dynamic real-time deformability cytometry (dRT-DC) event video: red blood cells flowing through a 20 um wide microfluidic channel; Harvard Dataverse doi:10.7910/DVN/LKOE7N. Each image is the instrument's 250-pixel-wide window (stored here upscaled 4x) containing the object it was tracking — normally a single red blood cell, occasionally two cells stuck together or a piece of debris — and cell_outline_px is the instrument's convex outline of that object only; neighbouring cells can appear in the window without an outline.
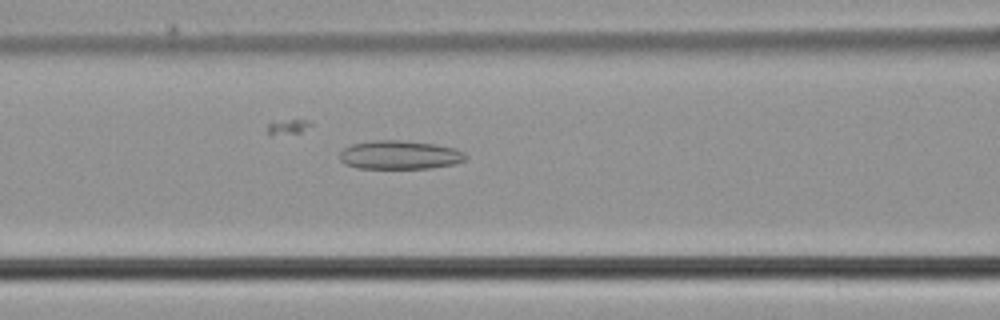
{"species": "common noctule bat (a hibernating species)", "species_latin": "Nyctalus noctula", "temperature_condition": "cold", "stored_images_in_passage": 29, "camera_frame_rate_fps": 3000, "um_per_image_px": 0.085, "animal": {"sex": "male", "body_mass_g": 21.5, "forearm_length_mm": 52.0}, "frame": {"image": 1, "passage_image": 10, "time_ms": 3.0, "image_size_px": [1000, 320], "cell_outline_px": [[468, 156], [464, 160], [452, 164], [428, 168], [356, 168], [344, 164], [340, 160], [340, 152], [344, 148], [352, 144], [372, 140], [400, 140], [436, 144], [456, 148], [464, 152]], "centroid_in_image_um": [33.96, 13.16], "position_along_channel_um": 132.6, "area_um2": 21.1}}
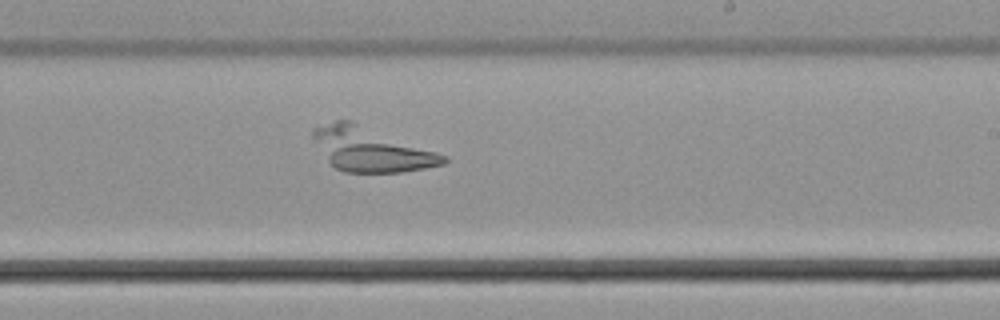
{"frame": {"image": 2, "passage_image": 19, "time_ms": 6.0, "image_size_px": [1000, 320], "cell_outline_px": [[448, 160], [444, 164], [424, 168], [400, 172], [344, 172], [336, 168], [328, 160], [312, 140], [312, 128], [336, 120], [352, 120], [448, 156]], "centroid_in_image_um": [31.52, 12.68], "position_along_channel_um": 257.5, "area_um2": 33.29}}
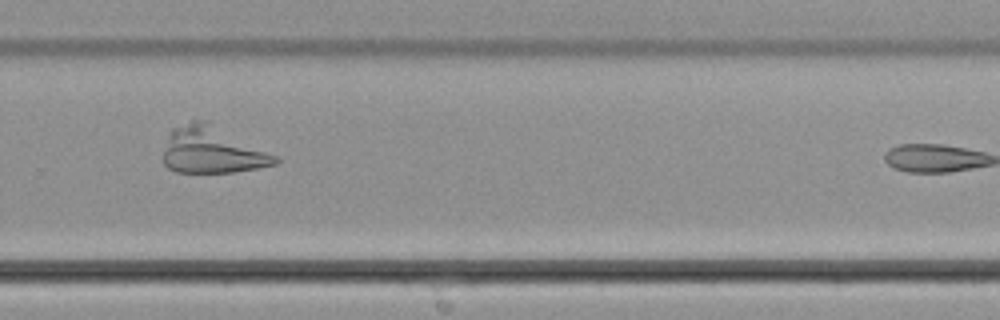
{"frame": {"image": 3, "passage_image": 23, "time_ms": 7.333, "image_size_px": [1000, 320], "cell_outline_px": [[280, 160], [276, 164], [236, 172], [176, 172], [168, 168], [164, 164], [164, 152], [168, 132], [172, 128], [192, 120], [208, 120], [280, 156]], "centroid_in_image_um": [18.07, 12.74], "position_along_channel_um": 311.7, "area_um2": 30.98}}